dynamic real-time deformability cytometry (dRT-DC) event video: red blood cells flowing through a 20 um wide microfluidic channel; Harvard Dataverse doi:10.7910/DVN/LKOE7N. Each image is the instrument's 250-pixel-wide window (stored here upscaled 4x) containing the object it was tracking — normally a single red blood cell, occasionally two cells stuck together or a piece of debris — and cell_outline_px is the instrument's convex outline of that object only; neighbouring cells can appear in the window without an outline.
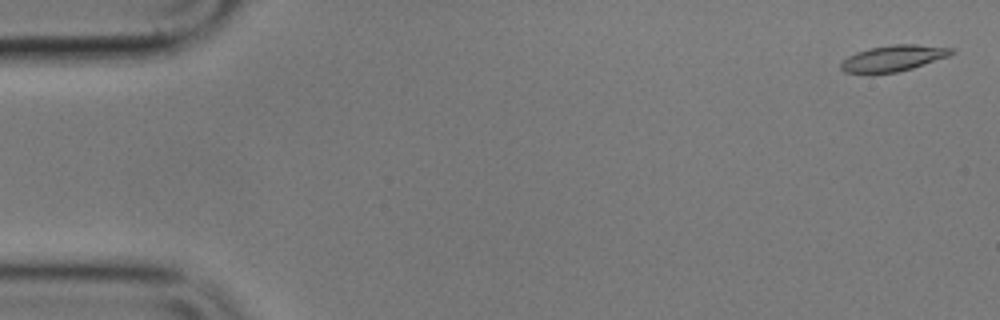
{"species": "common noctule bat (a hibernating species)", "species_latin": "Nyctalus noctula", "temperature_condition": "cold", "stored_images_in_passage": 47, "camera_frame_rate_fps": 3000, "um_per_image_px": 0.085, "animal": {"sex": "male", "body_mass_g": 17.9}, "frame": {"image": 1, "passage_image": 2, "time_ms": 0.333, "image_size_px": [1000, 320], "cell_outline_px": [[956, 52], [948, 56], [912, 68], [896, 72], [872, 76], [844, 72], [840, 68], [840, 64], [848, 56], [856, 52], [868, 48], [892, 44], [916, 44], [952, 48]], "centroid_in_image_um": [75.86, 4.98], "position_along_channel_um": 9.1, "area_um2": 17.22}}
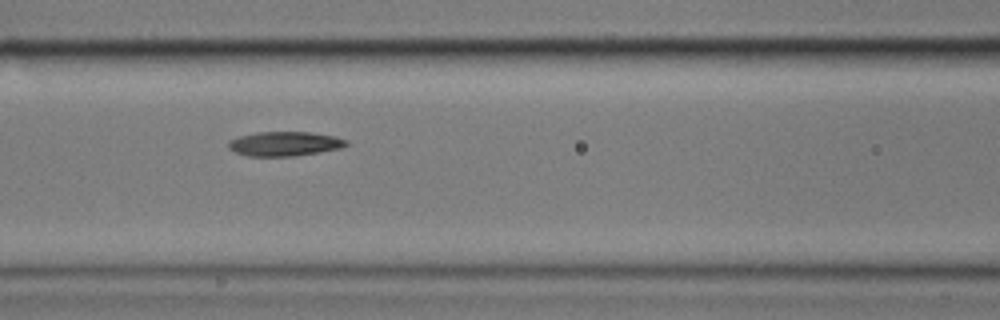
{"frame": {"image": 2, "passage_image": 24, "time_ms": 7.667, "image_size_px": [1000, 320], "cell_outline_px": [[348, 144], [340, 148], [320, 152], [292, 156], [248, 156], [236, 152], [228, 148], [228, 140], [240, 136], [256, 132], [312, 132], [336, 136], [348, 140]], "centroid_in_image_um": [24.2, 12.21], "position_along_channel_um": 142.4, "area_um2": 16.82}}
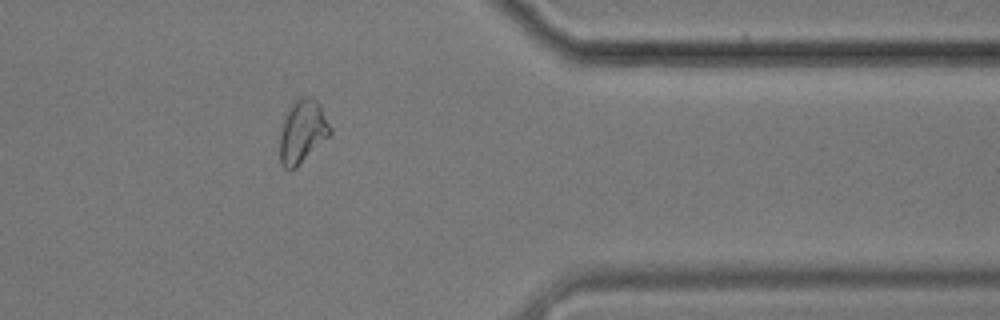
{"frame": {"image": 3, "passage_image": 46, "time_ms": 15.0, "image_size_px": [1000, 320], "cell_outline_px": [[332, 132], [296, 168], [288, 172], [280, 164], [280, 132], [284, 120], [292, 104], [300, 96], [312, 96], [320, 104], [332, 128]], "centroid_in_image_um": [25.71, 11.19], "position_along_channel_um": 385.7, "area_um2": 18.5}}